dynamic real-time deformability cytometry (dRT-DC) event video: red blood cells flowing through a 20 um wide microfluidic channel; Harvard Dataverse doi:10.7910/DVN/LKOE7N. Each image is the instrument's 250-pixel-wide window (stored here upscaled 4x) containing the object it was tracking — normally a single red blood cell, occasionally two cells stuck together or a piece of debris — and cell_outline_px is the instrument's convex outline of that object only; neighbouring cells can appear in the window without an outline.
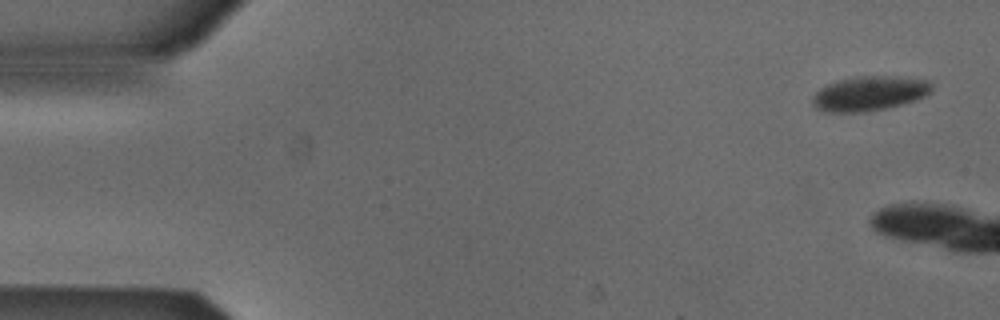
{"species": "Egyptian fruit bat (a non-hibernating species)", "species_latin": "Rousettus aegyptiacus", "temperature_condition": "cold", "stored_images_in_passage": 3, "camera_frame_rate_fps": 3000, "um_per_image_px": 0.085, "animal": {"sex": "male"}, "frame": {"image": 1, "passage_image": 1, "time_ms": 0.0, "image_size_px": [1000, 320], "cell_outline_px": [[932, 92], [924, 96], [900, 104], [868, 112], [824, 112], [816, 108], [812, 104], [812, 96], [820, 88], [828, 84], [852, 76], [896, 76], [928, 80], [932, 84]], "centroid_in_image_um": [73.87, 7.94], "position_along_channel_um": 11.1, "area_um2": 24.04}}